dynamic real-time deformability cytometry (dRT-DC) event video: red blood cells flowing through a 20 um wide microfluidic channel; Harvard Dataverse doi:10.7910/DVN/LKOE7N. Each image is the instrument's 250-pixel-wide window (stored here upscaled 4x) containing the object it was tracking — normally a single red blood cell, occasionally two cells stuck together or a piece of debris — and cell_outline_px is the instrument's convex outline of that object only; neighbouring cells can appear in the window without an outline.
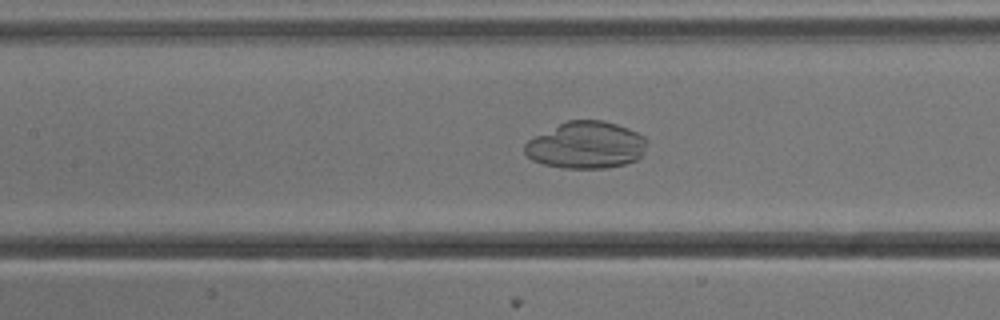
{"species": "common noctule bat (a hibernating species)", "species_latin": "Nyctalus noctula", "temperature_condition": "cold", "stored_images_in_passage": 53, "camera_frame_rate_fps": 3000, "um_per_image_px": 0.085, "animal": {"sex": "male", "body_mass_g": 13.3}, "frame": {"image": 1, "passage_image": 24, "time_ms": 7.667, "image_size_px": [1000, 320], "cell_outline_px": [[648, 140], [640, 156], [636, 160], [624, 164], [608, 168], [564, 168], [544, 164], [532, 160], [524, 152], [524, 144], [528, 140], [568, 120], [604, 120], [628, 128], [644, 136]], "centroid_in_image_um": [49.82, 12.34], "position_along_channel_um": 157.6, "area_um2": 33.18}}
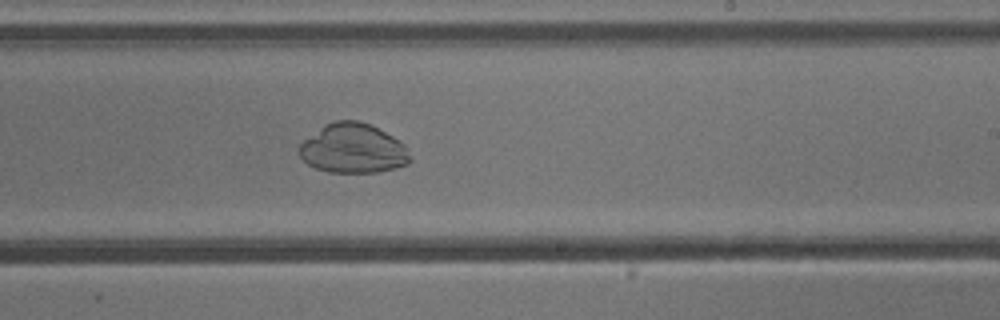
{"frame": {"image": 2, "passage_image": 32, "time_ms": 10.333, "image_size_px": [1000, 320], "cell_outline_px": [[412, 160], [408, 164], [376, 172], [328, 172], [316, 168], [308, 164], [300, 156], [300, 144], [304, 140], [324, 124], [336, 120], [356, 120], [372, 124], [392, 136], [404, 144]], "centroid_in_image_um": [30.01, 12.61], "position_along_channel_um": 259.0, "area_um2": 31.85}}
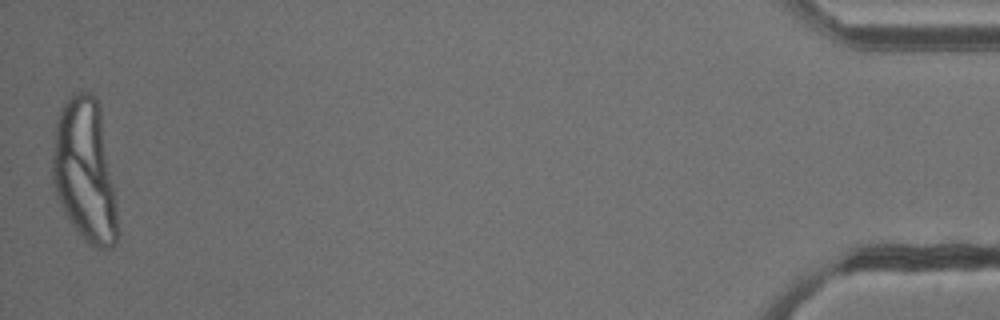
{"frame": {"image": 3, "passage_image": 53, "time_ms": 17.333, "image_size_px": [1000, 320], "cell_outline_px": [[120, 232], [116, 244], [112, 248], [96, 248], [88, 244], [84, 240], [72, 224], [60, 204], [56, 196], [52, 180], [52, 156], [56, 120], [60, 108], [72, 92], [92, 92], [100, 108], [116, 204]], "centroid_in_image_um": [7.2, 14.56], "position_along_channel_um": 428.0, "area_um2": 54.39}}